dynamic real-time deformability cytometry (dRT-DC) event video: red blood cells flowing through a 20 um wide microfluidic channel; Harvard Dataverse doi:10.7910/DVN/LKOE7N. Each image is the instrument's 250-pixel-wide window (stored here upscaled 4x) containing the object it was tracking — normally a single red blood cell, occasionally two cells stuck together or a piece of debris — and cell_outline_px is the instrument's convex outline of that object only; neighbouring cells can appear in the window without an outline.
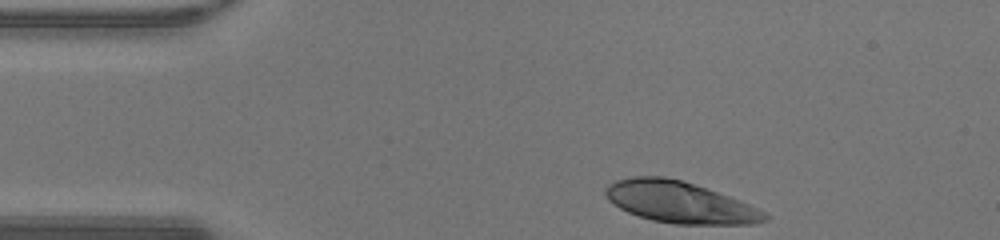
{"species": "human", "species_latin": "Homo sapiens", "temperature_condition": "warm", "stored_images_in_passage": 31, "camera_frame_rate_fps": 3000, "um_per_image_px": 0.085, "donor": {"sex": "male"}, "frame": {"image": 1, "passage_image": 1, "time_ms": 0.0, "image_size_px": [1000, 240], "cell_outline_px": [[768, 220], [756, 224], [676, 224], [652, 220], [628, 212], [620, 208], [608, 200], [604, 192], [604, 188], [608, 184], [616, 180], [632, 176], [664, 176], [680, 180], [740, 200], [768, 212]], "centroid_in_image_um": [57.78, 17.19], "position_along_channel_um": 27.2, "area_um2": 38.38}}
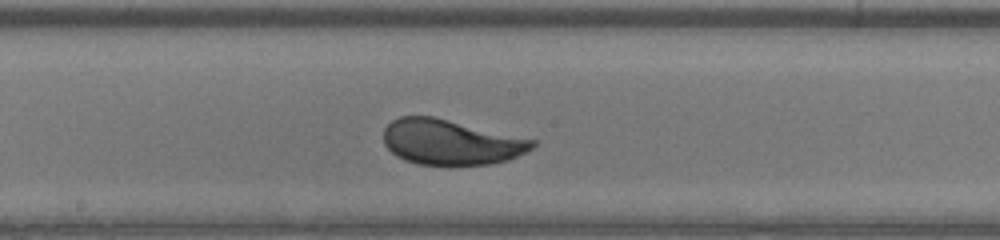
{"frame": {"image": 2, "passage_image": 18, "time_ms": 5.667, "image_size_px": [1000, 240], "cell_outline_px": [[536, 144], [532, 148], [508, 160], [492, 164], [448, 168], [420, 164], [404, 160], [396, 156], [384, 144], [384, 128], [392, 120], [400, 116], [432, 116], [536, 140]], "centroid_in_image_um": [38.3, 12.12], "position_along_channel_um": 209.9, "area_um2": 39.88}}
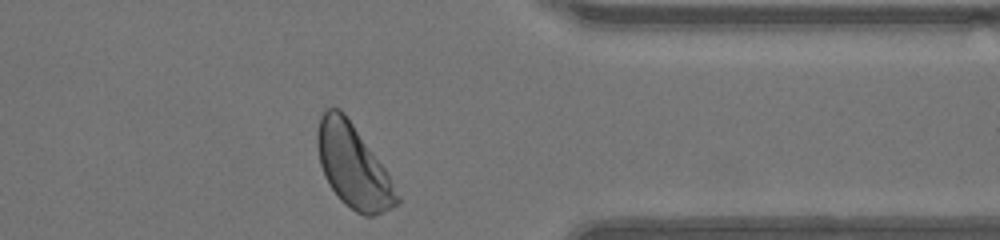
{"frame": {"image": 3, "passage_image": 31, "time_ms": 10.0, "image_size_px": [1000, 240], "cell_outline_px": [[400, 204], [372, 216], [364, 216], [356, 212], [340, 200], [324, 176], [320, 164], [316, 144], [316, 132], [320, 116], [328, 108], [340, 108], [344, 112], [388, 172], [400, 196]], "centroid_in_image_um": [30.02, 14.12], "position_along_channel_um": 381.4, "area_um2": 38.55}, "authors_computed_cell_mechanics": {"area_um2": 39.4196, "velocity_mm_per_s": 4.2548, "shape_relaxation_time_tau1_ms": 2.7286, "shape_relaxation_time_tau2_ms": null, "deformation_change_tau1": 0.1621, "deformation_change_tau2": null}}